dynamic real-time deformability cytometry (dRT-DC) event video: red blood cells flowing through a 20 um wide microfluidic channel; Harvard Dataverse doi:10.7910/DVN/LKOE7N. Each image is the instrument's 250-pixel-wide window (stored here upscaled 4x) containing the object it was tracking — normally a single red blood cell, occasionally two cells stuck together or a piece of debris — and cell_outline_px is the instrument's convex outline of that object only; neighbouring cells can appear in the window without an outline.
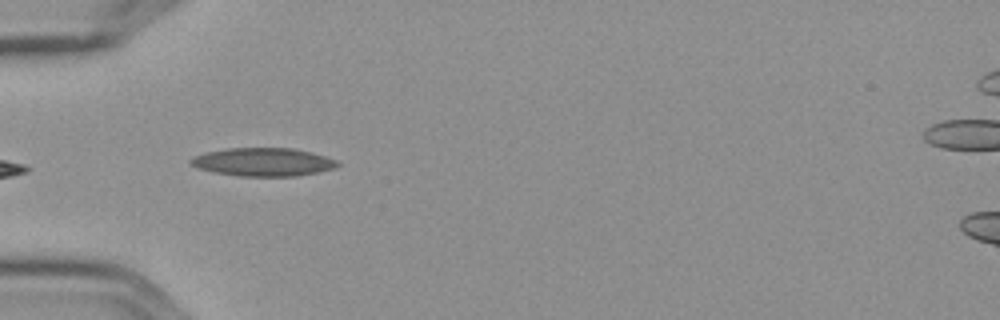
{"species": "Egyptian fruit bat (a non-hibernating species)", "species_latin": "Rousettus aegyptiacus", "temperature_condition": "cold", "stored_images_in_passage": 2, "camera_frame_rate_fps": 3000, "um_per_image_px": 0.085, "frame": {"image": 1, "passage_image": 1, "time_ms": 0.0, "image_size_px": [1000, 320], "cell_outline_px": [[340, 164], [336, 168], [320, 172], [296, 176], [240, 176], [216, 172], [200, 168], [192, 164], [188, 160], [196, 156], [208, 152], [228, 148], [292, 148], [312, 152], [336, 160]], "centroid_in_image_um": [22.44, 13.77], "position_along_channel_um": 62.6, "area_um2": 23.93}}
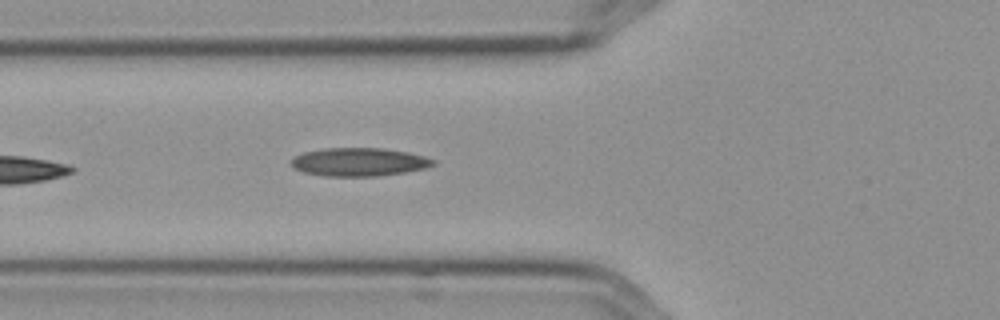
{"frame": {"image": 2, "passage_image": 2, "time_ms": 0.333, "image_size_px": [1000, 320], "cell_outline_px": [[436, 164], [424, 168], [404, 172], [376, 176], [324, 176], [304, 172], [296, 168], [292, 164], [292, 160], [296, 156], [304, 152], [324, 148], [384, 148], [408, 152], [424, 156], [436, 160]], "centroid_in_image_um": [30.56, 13.76], "position_along_channel_um": 95.2, "area_um2": 23.24}}